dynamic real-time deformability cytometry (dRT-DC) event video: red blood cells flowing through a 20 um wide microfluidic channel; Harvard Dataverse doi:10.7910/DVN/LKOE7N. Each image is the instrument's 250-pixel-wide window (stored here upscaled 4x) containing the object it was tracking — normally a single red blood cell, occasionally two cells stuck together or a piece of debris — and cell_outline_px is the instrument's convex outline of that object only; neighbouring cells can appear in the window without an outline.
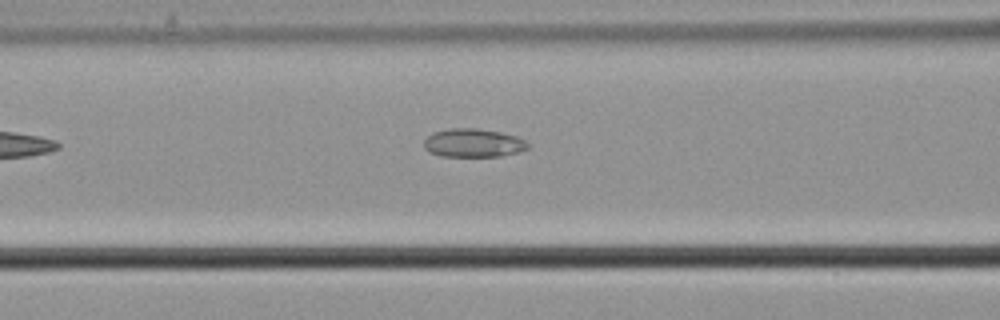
{"species": "common noctule bat (a hibernating species)", "species_latin": "Nyctalus noctula", "temperature_condition": "cold", "stored_images_in_passage": 4, "camera_frame_rate_fps": 3000, "um_per_image_px": 0.085, "animal": {"sex": "male", "body_mass_g": 21.5, "forearm_length_mm": 52.0}, "frame": {"image": 1, "passage_image": 4, "time_ms": 1.0, "image_size_px": [1000, 320], "cell_outline_px": [[528, 148], [520, 152], [500, 156], [440, 156], [428, 152], [424, 148], [424, 140], [432, 132], [448, 128], [476, 128], [500, 132], [516, 136], [524, 140], [528, 144]], "centroid_in_image_um": [40.2, 12.15], "position_along_channel_um": 126.4, "area_um2": 17.34}}